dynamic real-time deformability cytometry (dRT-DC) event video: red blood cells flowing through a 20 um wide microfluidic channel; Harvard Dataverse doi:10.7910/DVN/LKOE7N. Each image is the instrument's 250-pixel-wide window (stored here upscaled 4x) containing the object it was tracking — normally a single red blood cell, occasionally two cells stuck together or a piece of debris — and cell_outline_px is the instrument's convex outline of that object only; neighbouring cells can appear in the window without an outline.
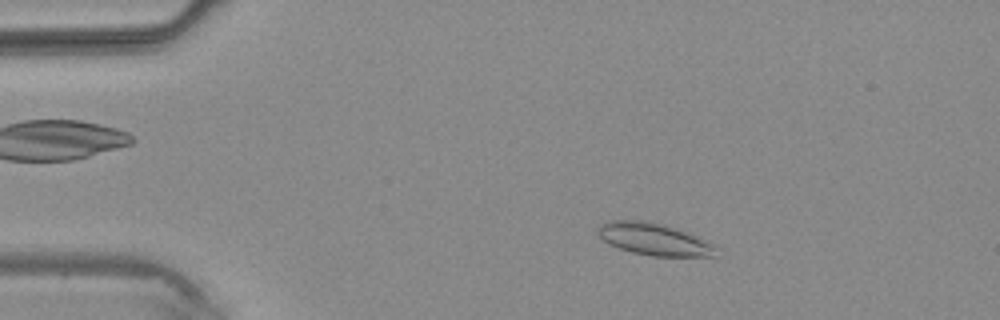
{"species": "common noctule bat (a hibernating species)", "species_latin": "Nyctalus noctula", "temperature_condition": "warm", "stored_images_in_passage": 2, "camera_frame_rate_fps": 3000, "um_per_image_px": 0.085, "animal": {"sex": "male", "body_mass_g": 20.4}, "frame": {"image": 1, "passage_image": 1, "time_ms": 0.0, "image_size_px": [1000, 320], "cell_outline_px": [[724, 248], [716, 256], [652, 256], [632, 252], [608, 244], [596, 232], [596, 228], [600, 224], [608, 220], [644, 220], [664, 224], [680, 228]], "centroid_in_image_um": [55.68, 20.32], "position_along_channel_um": 29.3, "area_um2": 22.83}}